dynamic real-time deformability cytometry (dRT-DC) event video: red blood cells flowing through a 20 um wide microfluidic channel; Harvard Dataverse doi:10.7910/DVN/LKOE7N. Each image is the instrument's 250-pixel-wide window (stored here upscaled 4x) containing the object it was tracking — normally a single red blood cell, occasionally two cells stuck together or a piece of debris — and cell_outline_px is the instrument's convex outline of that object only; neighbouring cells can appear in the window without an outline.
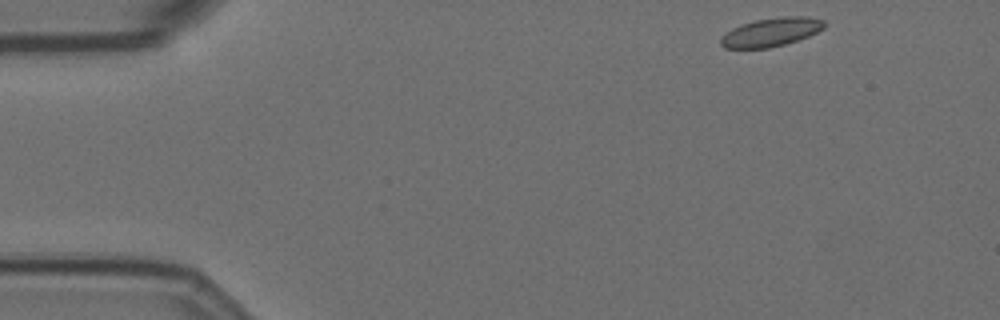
{"species": "Egyptian fruit bat (a non-hibernating species)", "species_latin": "Rousettus aegyptiacus", "temperature_condition": "room temperature", "stored_images_in_passage": 53, "camera_frame_rate_fps": 3000, "um_per_image_px": 0.085, "animal": {"sex": "female"}, "frame": {"image": 1, "passage_image": 1, "time_ms": 0.0, "image_size_px": [1000, 320], "cell_outline_px": [[824, 28], [808, 36], [784, 44], [768, 48], [724, 48], [720, 44], [720, 36], [732, 28], [740, 24], [756, 20], [784, 16], [808, 16], [824, 20]], "centroid_in_image_um": [65.51, 2.72], "position_along_channel_um": 19.5, "area_um2": 17.22}}
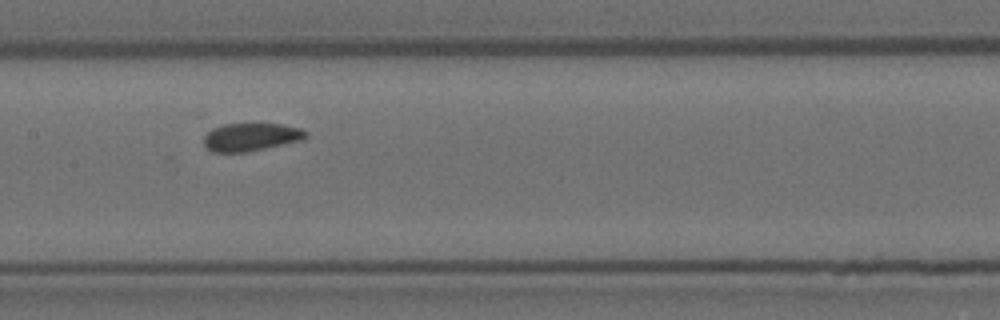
{"frame": {"image": 2, "passage_image": 23, "time_ms": 7.333, "image_size_px": [1000, 320], "cell_outline_px": [[308, 136], [304, 140], [244, 152], [212, 152], [204, 144], [204, 136], [212, 128], [224, 124], [284, 124], [300, 128], [308, 132]], "centroid_in_image_um": [21.36, 11.64], "position_along_channel_um": 186.0, "area_um2": 16.59}}
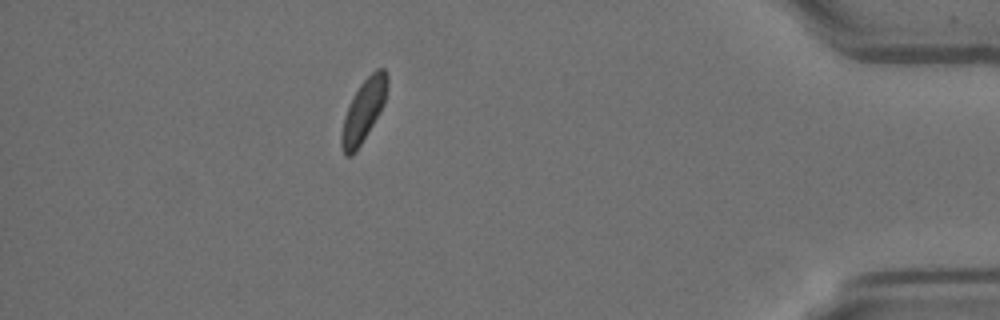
{"frame": {"image": 3, "passage_image": 46, "time_ms": 15.0, "image_size_px": [1000, 320], "cell_outline_px": [[388, 88], [384, 104], [380, 112], [356, 152], [352, 156], [344, 156], [340, 144], [340, 136], [344, 116], [360, 84], [376, 68], [384, 68], [388, 76]], "centroid_in_image_um": [30.9, 9.42], "position_along_channel_um": 404.3, "area_um2": 16.59}, "authors_computed_cell_mechanics": {"area_um2": 17.2822, "velocity_mm_per_s": 3.483, "shape_relaxation_time_tau1_ms": 7.9693, "shape_relaxation_time_tau2_ms": 1.1044, "deformation_change_tau1": 0.0893, "deformation_change_tau2": 0.0373}}